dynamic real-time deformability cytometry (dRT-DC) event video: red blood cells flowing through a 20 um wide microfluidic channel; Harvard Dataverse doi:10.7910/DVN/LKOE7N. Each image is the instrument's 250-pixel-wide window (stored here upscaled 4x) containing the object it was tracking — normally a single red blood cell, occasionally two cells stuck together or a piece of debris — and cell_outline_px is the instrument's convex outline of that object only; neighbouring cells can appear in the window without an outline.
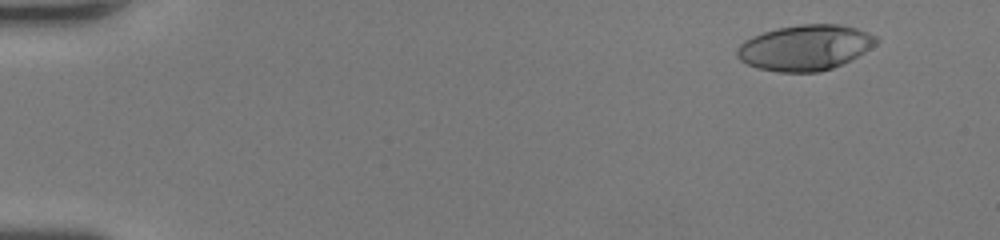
{"species": "human", "species_latin": "Homo sapiens", "temperature_condition": "room temperature", "stored_images_in_passage": 51, "camera_frame_rate_fps": 3000, "um_per_image_px": 0.085, "donor": {"sex": "female"}, "frame": {"image": 1, "passage_image": 5, "time_ms": 1.333, "image_size_px": [1000, 240], "cell_outline_px": [[880, 40], [876, 44], [864, 52], [832, 68], [820, 72], [780, 72], [756, 68], [740, 60], [736, 56], [736, 48], [744, 40], [752, 36], [776, 28], [800, 24], [840, 24], [856, 28], [868, 32], [876, 36]], "centroid_in_image_um": [68.41, 4.04], "position_along_channel_um": 16.6, "area_um2": 36.93}}
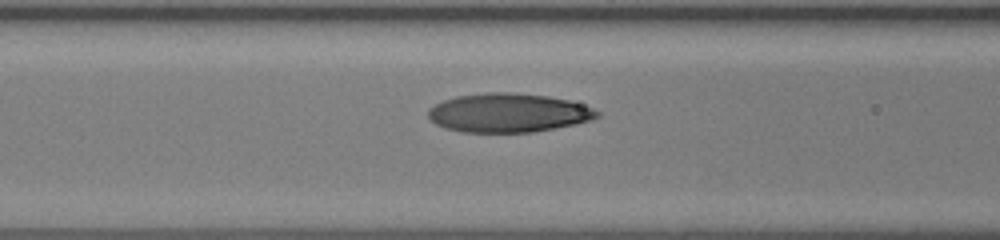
{"frame": {"image": 2, "passage_image": 23, "time_ms": 7.333, "image_size_px": [1000, 240], "cell_outline_px": [[600, 116], [592, 120], [576, 124], [532, 132], [464, 132], [444, 128], [436, 124], [428, 116], [428, 108], [444, 100], [456, 96], [488, 92], [512, 92], [548, 96], [568, 100], [592, 108], [600, 112]], "centroid_in_image_um": [43.21, 9.59], "position_along_channel_um": 123.4, "area_um2": 38.26}}
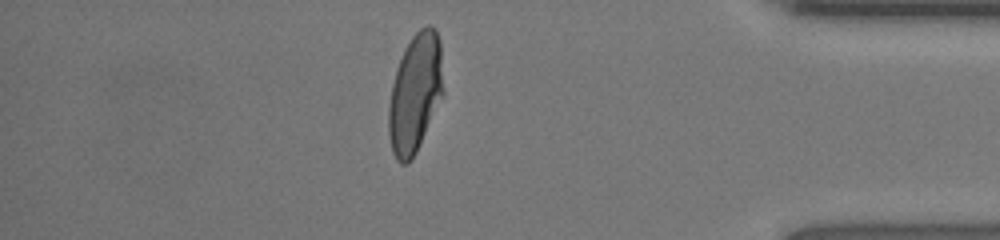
{"frame": {"image": 3, "passage_image": 45, "time_ms": 14.667, "image_size_px": [1000, 240], "cell_outline_px": [[444, 96], [412, 160], [408, 164], [400, 164], [396, 160], [392, 152], [388, 136], [388, 108], [392, 84], [396, 68], [404, 48], [412, 36], [420, 28], [428, 24], [436, 28], [440, 40], [444, 92]], "centroid_in_image_um": [35.29, 7.93], "position_along_channel_um": 399.9, "area_um2": 38.61}, "authors_computed_cell_mechanics": {"area_um2": 37.6278, "velocity_mm_per_s": 4.1891, "shape_relaxation_time_tau1_ms": 5.7439, "shape_relaxation_time_tau2_ms": 0.7955, "deformation_change_tau1": 0.2644, "deformation_change_tau2": 0.0661}}